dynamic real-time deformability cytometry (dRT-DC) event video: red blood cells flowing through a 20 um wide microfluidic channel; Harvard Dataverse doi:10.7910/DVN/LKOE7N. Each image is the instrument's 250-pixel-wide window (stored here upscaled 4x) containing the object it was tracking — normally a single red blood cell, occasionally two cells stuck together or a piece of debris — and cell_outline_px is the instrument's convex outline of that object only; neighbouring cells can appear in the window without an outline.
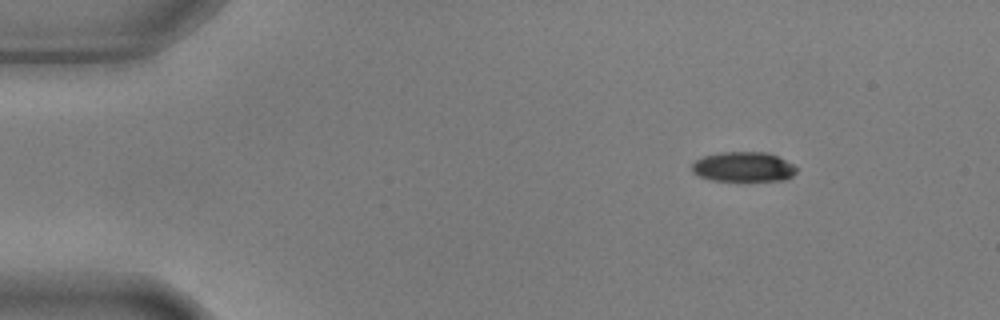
{"species": "common noctule bat (a hibernating species)", "species_latin": "Nyctalus noctula", "temperature_condition": "warm", "stored_images_in_passage": 49, "camera_frame_rate_fps": 3000, "um_per_image_px": 0.085, "animal": {"sex": "male", "body_mass_g": 17.9, "forearm_length_mm": 54.2}, "frame": {"image": 1, "passage_image": 1, "time_ms": 0.0, "image_size_px": [1000, 320], "cell_outline_px": [[796, 172], [788, 180], [712, 180], [696, 176], [692, 172], [692, 164], [696, 160], [704, 156], [720, 152], [768, 152], [792, 164], [796, 168]], "centroid_in_image_um": [63.16, 14.18], "position_along_channel_um": 21.8, "area_um2": 18.09}}
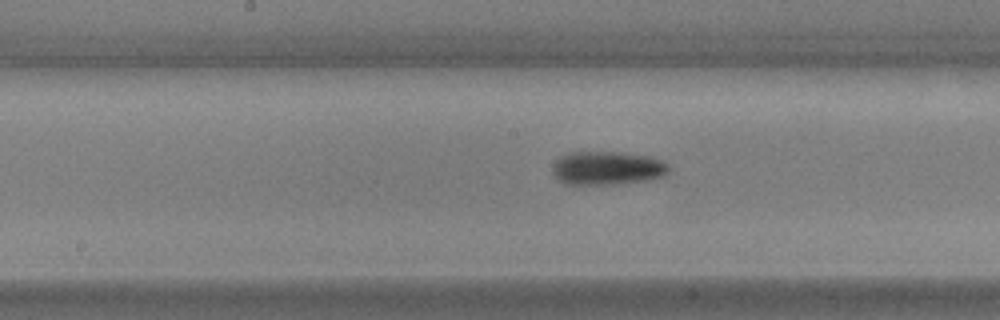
{"frame": {"image": 2, "passage_image": 22, "time_ms": 7.0, "image_size_px": [1000, 320], "cell_outline_px": [[672, 168], [664, 176], [648, 180], [616, 184], [564, 184], [552, 172], [552, 168], [556, 160], [560, 156], [568, 152], [620, 152], [652, 156], [668, 164]], "centroid_in_image_um": [51.65, 14.28], "position_along_channel_um": 196.6, "area_um2": 22.95}}
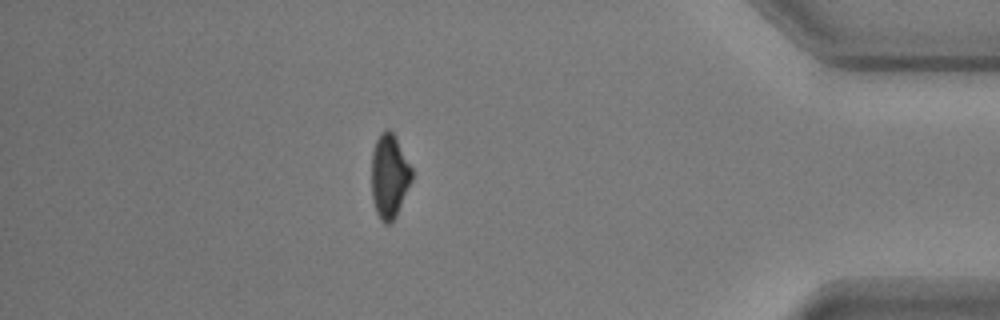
{"frame": {"image": 3, "passage_image": 42, "time_ms": 13.667, "image_size_px": [1000, 320], "cell_outline_px": [[412, 180], [396, 216], [388, 224], [384, 224], [380, 220], [376, 212], [372, 200], [372, 152], [376, 140], [380, 132], [384, 128], [388, 128], [392, 132], [412, 168]], "centroid_in_image_um": [33.08, 14.97], "position_along_channel_um": 402.1, "area_um2": 19.65}, "authors_computed_cell_mechanics": {"area_um2": 21.097, "velocity_mm_per_s": 3.6723, "shape_relaxation_time_tau1_ms": 3.5122, "shape_relaxation_time_tau2_ms": null, "deformation_change_tau1": 0.1284, "deformation_change_tau2": null}}